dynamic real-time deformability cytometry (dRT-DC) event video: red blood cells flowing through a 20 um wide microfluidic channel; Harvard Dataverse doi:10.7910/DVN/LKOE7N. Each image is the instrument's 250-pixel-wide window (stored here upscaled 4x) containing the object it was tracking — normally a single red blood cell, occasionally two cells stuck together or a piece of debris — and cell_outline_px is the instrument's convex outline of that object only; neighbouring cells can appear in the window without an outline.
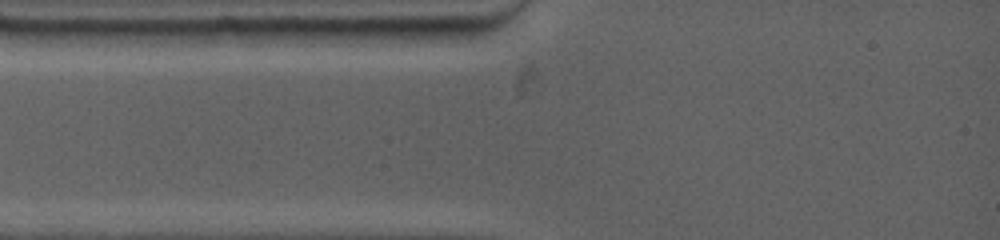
{"species": "common noctule bat (a hibernating species)", "species_latin": "Nyctalus noctula", "temperature_condition": "warm", "stored_images_in_passage": 4, "camera_frame_rate_fps": 4500, "um_per_image_px": 0.085, "animal": {"sex": "female", "body_mass_g": 19.0, "forearm_length_mm": 53.3}, "frame": {"image": 1, "passage_image": 1, "time_ms": 0.0, "image_size_px": [1000, 240], "cell_outline_px": [[476, 28], [456, 44], [416, 48], [324, 44], [316, 28]], "centroid_in_image_um": [33.46, 3.12], "position_along_channel_um": 51.5, "area_um2": 18.79}}